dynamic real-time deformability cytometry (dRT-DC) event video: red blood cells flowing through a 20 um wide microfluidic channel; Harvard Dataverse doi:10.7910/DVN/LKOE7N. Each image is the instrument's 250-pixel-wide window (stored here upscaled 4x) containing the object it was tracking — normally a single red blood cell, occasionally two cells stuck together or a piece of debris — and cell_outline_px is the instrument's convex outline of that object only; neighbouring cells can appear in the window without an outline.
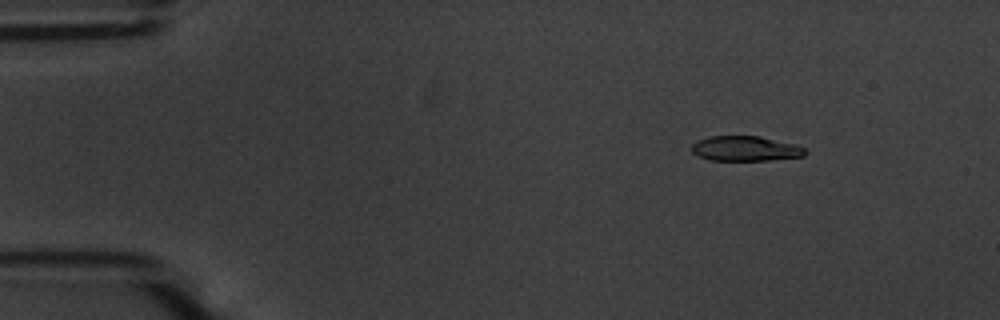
{"species": "common noctule bat (a hibernating species)", "species_latin": "Nyctalus noctula", "temperature_condition": "warm", "stored_images_in_passage": 55, "camera_frame_rate_fps": 3000, "um_per_image_px": 0.085, "animal": {"sex": "male", "body_mass_g": 20.1, "forearm_length_mm": 53.5}, "frame": {"image": 1, "passage_image": 8, "time_ms": 2.333, "image_size_px": [1000, 320], "cell_outline_px": [[808, 152], [804, 156], [768, 160], [712, 160], [696, 156], [692, 152], [692, 144], [696, 140], [708, 136], [760, 136], [796, 144], [804, 148]], "centroid_in_image_um": [63.35, 12.62], "position_along_channel_um": 21.7, "area_um2": 16.65}}
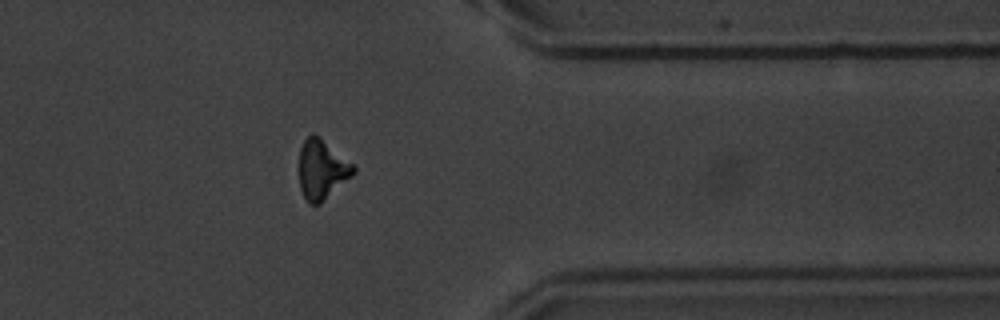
{"frame": {"image": 2, "passage_image": 45, "time_ms": 14.667, "image_size_px": [1000, 320], "cell_outline_px": [[356, 172], [352, 176], [320, 204], [308, 204], [300, 188], [300, 148], [304, 140], [312, 132], [352, 164], [356, 168]], "centroid_in_image_um": [27.35, 14.44], "position_along_channel_um": 384.1, "area_um2": 18.38}}
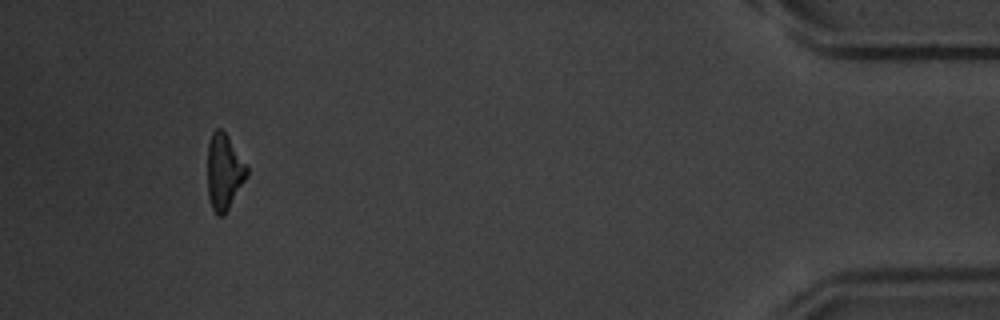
{"frame": {"image": 3, "passage_image": 52, "time_ms": 17.0, "image_size_px": [1000, 320], "cell_outline_px": [[248, 176], [224, 216], [216, 216], [212, 208], [208, 196], [208, 144], [212, 132], [216, 128], [220, 128], [228, 136], [248, 168]], "centroid_in_image_um": [19.05, 14.63], "position_along_channel_um": 416.2, "area_um2": 17.4}, "authors_computed_cell_mechanics": {"area_um2": 18.207, "velocity_mm_per_s": 3.7085, "shape_relaxation_time_tau1_ms": 2.4939, "shape_relaxation_time_tau2_ms": 3.1698, "deformation_change_tau1": 0.1608, "deformation_change_tau2": 0.1299}}